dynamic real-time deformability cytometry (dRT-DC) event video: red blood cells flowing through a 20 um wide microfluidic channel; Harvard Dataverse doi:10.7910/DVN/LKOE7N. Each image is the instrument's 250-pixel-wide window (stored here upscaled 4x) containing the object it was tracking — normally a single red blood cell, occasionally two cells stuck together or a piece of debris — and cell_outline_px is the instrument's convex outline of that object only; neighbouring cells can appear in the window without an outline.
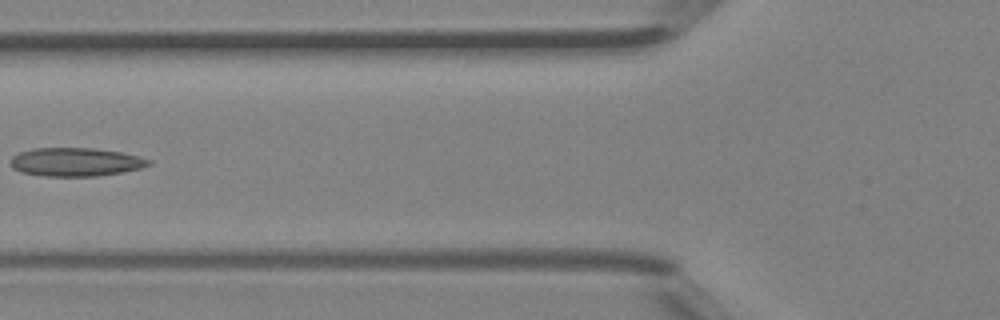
{"species": "Egyptian fruit bat (a non-hibernating species)", "species_latin": "Rousettus aegyptiacus", "temperature_condition": "room temperature", "stored_images_in_passage": 4, "camera_frame_rate_fps": 3000, "um_per_image_px": 0.085, "animal": {"sex": "female"}, "frame": {"image": 1, "passage_image": 4, "time_ms": 1.0, "image_size_px": [1000, 320], "cell_outline_px": [[152, 164], [140, 168], [120, 172], [96, 176], [44, 176], [20, 172], [12, 168], [12, 156], [20, 152], [32, 148], [92, 148], [120, 152], [140, 156], [152, 160]], "centroid_in_image_um": [6.44, 13.76], "position_along_channel_um": 119.4, "area_um2": 22.89}}